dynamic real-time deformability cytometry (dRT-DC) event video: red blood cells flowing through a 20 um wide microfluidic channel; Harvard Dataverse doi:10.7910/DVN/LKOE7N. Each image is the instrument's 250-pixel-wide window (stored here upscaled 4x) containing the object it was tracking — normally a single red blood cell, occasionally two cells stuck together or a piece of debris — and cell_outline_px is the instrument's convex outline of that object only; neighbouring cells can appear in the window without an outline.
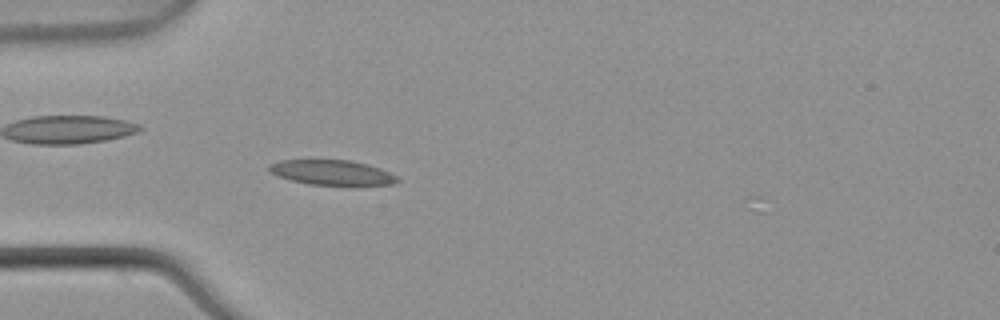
{"species": "common noctule bat (a hibernating species)", "species_latin": "Nyctalus noctula", "temperature_condition": "warm", "stored_images_in_passage": 2, "camera_frame_rate_fps": 3000, "um_per_image_px": 0.085, "animal": {"sex": "male", "body_mass_g": 21.5, "forearm_length_mm": 52.0}, "frame": {"image": 1, "passage_image": 2, "time_ms": 0.333, "image_size_px": [1000, 320], "cell_outline_px": [[400, 180], [392, 184], [360, 188], [352, 188], [308, 184], [276, 176], [268, 172], [268, 164], [280, 160], [348, 160], [368, 164], [380, 168], [396, 176]], "centroid_in_image_um": [28.26, 14.72], "position_along_channel_um": 56.7, "area_um2": 19.71}}